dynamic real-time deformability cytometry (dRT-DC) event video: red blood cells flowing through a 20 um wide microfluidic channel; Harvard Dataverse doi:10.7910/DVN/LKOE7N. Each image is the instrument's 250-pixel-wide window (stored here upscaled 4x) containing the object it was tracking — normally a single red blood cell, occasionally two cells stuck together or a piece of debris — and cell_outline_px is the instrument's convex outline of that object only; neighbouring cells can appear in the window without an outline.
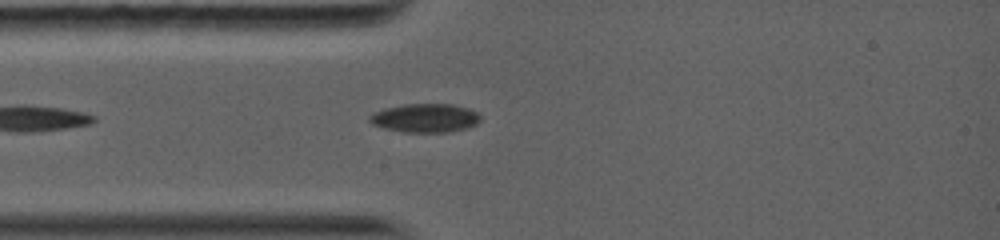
{"species": "common noctule bat (a hibernating species)", "species_latin": "Nyctalus noctula", "temperature_condition": "warm", "stored_images_in_passage": 2, "camera_frame_rate_fps": 5000, "um_per_image_px": 0.085, "animal": {"sex": "female", "body_mass_g": 19.0, "forearm_length_mm": 56.7}, "frame": {"image": 1, "passage_image": 2, "time_ms": 0.8, "image_size_px": [1000, 240], "cell_outline_px": [[480, 120], [476, 124], [468, 128], [448, 132], [404, 132], [384, 128], [372, 124], [368, 120], [368, 116], [372, 112], [384, 108], [404, 104], [452, 104], [468, 108], [476, 112], [480, 116]], "centroid_in_image_um": [36.11, 10.03], "position_along_channel_um": 48.9, "area_um2": 18.67}}